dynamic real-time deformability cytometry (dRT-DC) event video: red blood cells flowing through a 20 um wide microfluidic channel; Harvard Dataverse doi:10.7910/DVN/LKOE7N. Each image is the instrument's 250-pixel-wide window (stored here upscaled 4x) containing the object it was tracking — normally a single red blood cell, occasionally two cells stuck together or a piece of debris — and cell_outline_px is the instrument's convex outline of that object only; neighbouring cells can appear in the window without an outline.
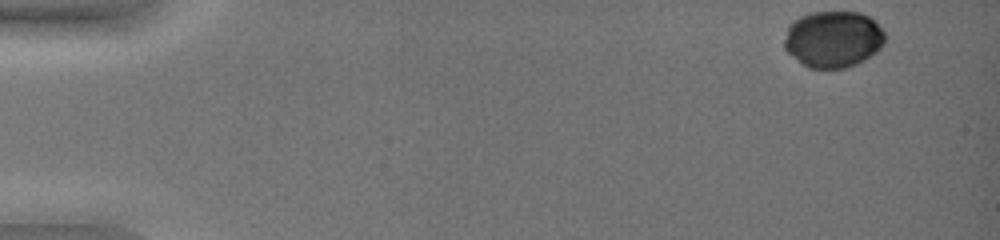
{"species": "common noctule bat (a hibernating species)", "species_latin": "Nyctalus noctula", "temperature_condition": "warm", "stored_images_in_passage": 48, "camera_frame_rate_fps": 3000, "um_per_image_px": 0.085, "animal": {"sex": "female", "body_mass_g": 19.0, "forearm_length_mm": 51.5}, "frame": {"image": 1, "passage_image": 1, "time_ms": 0.0, "image_size_px": [1000, 240], "cell_outline_px": [[884, 44], [876, 52], [864, 60], [856, 64], [844, 68], [808, 68], [788, 52], [784, 48], [784, 40], [788, 24], [792, 20], [800, 16], [812, 12], [860, 12], [876, 20], [880, 24], [884, 32]], "centroid_in_image_um": [70.82, 3.31], "position_along_channel_um": 14.2, "area_um2": 33.47}}
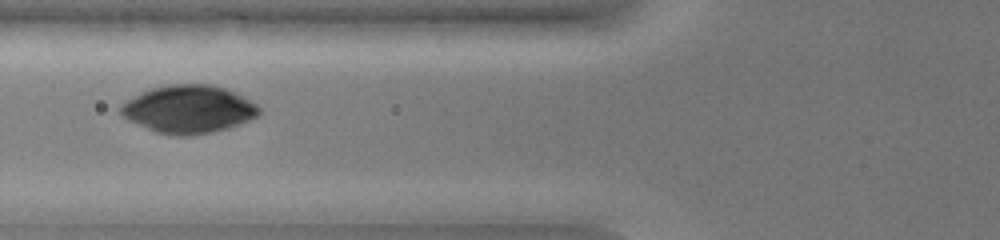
{"frame": {"image": 2, "passage_image": 20, "time_ms": 6.333, "image_size_px": [1000, 240], "cell_outline_px": [[260, 116], [240, 124], [228, 128], [212, 132], [192, 136], [176, 136], [156, 132], [128, 120], [120, 112], [120, 104], [140, 92], [152, 88], [168, 84], [212, 84], [236, 92], [244, 96], [256, 104], [260, 108]], "centroid_in_image_um": [16.05, 9.28], "position_along_channel_um": 109.7, "area_um2": 38.9}}
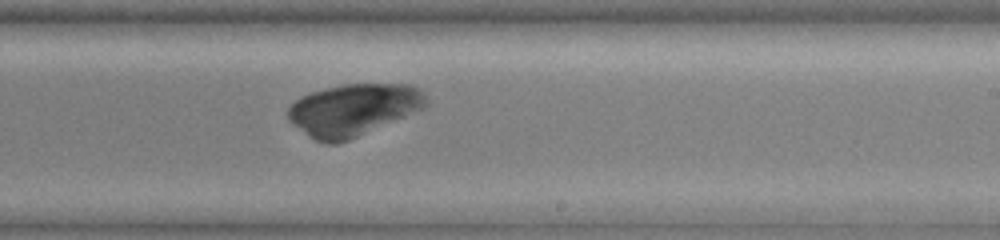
{"frame": {"image": 3, "passage_image": 32, "time_ms": 10.333, "image_size_px": [1000, 240], "cell_outline_px": [[428, 104], [424, 108], [348, 140], [336, 144], [328, 144], [316, 140], [308, 136], [292, 124], [288, 120], [288, 108], [300, 96], [312, 92], [344, 84], [412, 84], [420, 88], [424, 92], [428, 100]], "centroid_in_image_um": [30.04, 9.32], "position_along_channel_um": 259.0, "area_um2": 41.67}}